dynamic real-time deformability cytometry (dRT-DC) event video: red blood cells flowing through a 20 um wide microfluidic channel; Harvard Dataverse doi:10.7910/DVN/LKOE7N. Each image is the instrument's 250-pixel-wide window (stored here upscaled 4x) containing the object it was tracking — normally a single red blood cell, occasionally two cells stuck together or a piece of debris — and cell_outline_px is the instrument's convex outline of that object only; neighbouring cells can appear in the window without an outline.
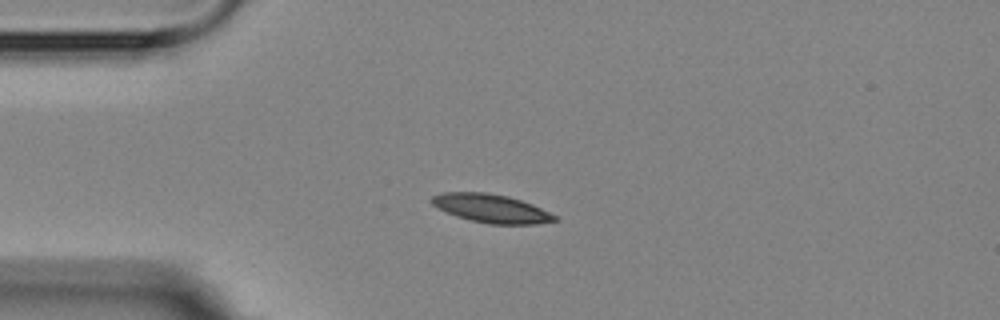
{"species": "Egyptian fruit bat (a non-hibernating species)", "species_latin": "Rousettus aegyptiacus", "temperature_condition": "room temperature", "stored_images_in_passage": 9, "camera_frame_rate_fps": 3000, "um_per_image_px": 0.085, "animal": {"sex": "female"}, "frame": {"image": 1, "passage_image": 2, "time_ms": 1.333, "image_size_px": [1000, 320], "cell_outline_px": [[560, 220], [536, 224], [488, 224], [456, 216], [432, 204], [432, 196], [444, 192], [484, 192], [508, 196], [532, 204], [556, 216]], "centroid_in_image_um": [41.78, 17.72], "position_along_channel_um": 43.2, "area_um2": 20.11}}
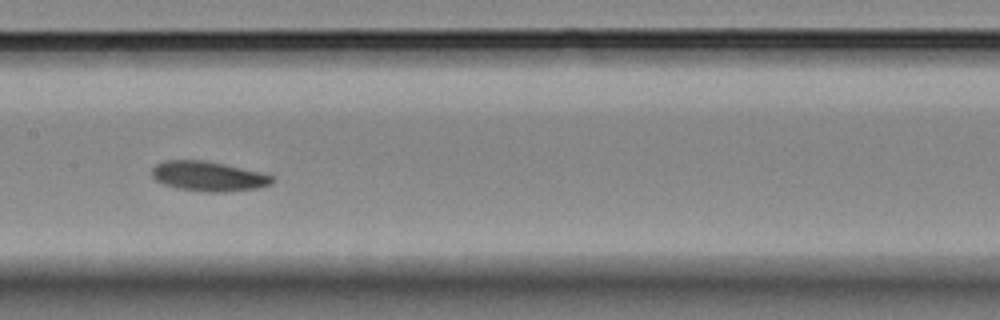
{"frame": {"image": 2, "passage_image": 6, "time_ms": 6.0, "image_size_px": [1000, 320], "cell_outline_px": [[276, 180], [272, 184], [256, 188], [224, 192], [204, 192], [176, 188], [164, 184], [156, 180], [152, 176], [152, 168], [156, 164], [164, 160], [204, 160], [224, 164], [260, 172], [272, 176]], "centroid_in_image_um": [17.7, 14.98], "position_along_channel_um": 189.7, "area_um2": 20.92}}
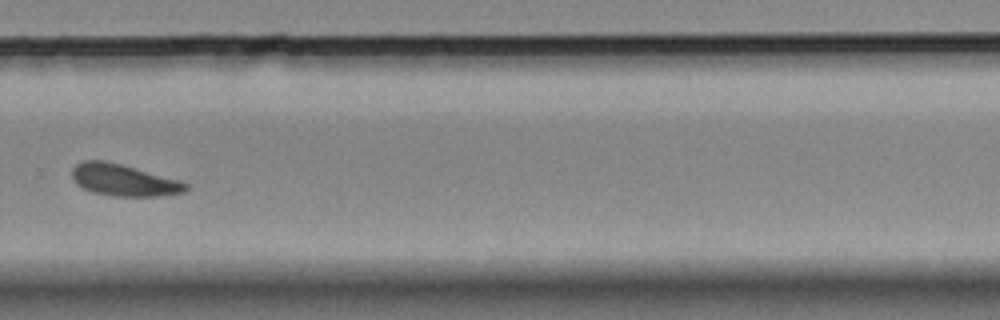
{"frame": {"image": 3, "passage_image": 9, "time_ms": 9.667, "image_size_px": [1000, 320], "cell_outline_px": [[188, 188], [184, 192], [160, 196], [112, 196], [92, 192], [76, 184], [72, 180], [72, 168], [76, 164], [84, 160], [104, 160], [120, 164], [180, 180], [188, 184]], "centroid_in_image_um": [10.49, 15.31], "position_along_channel_um": 319.3, "area_um2": 21.04}}